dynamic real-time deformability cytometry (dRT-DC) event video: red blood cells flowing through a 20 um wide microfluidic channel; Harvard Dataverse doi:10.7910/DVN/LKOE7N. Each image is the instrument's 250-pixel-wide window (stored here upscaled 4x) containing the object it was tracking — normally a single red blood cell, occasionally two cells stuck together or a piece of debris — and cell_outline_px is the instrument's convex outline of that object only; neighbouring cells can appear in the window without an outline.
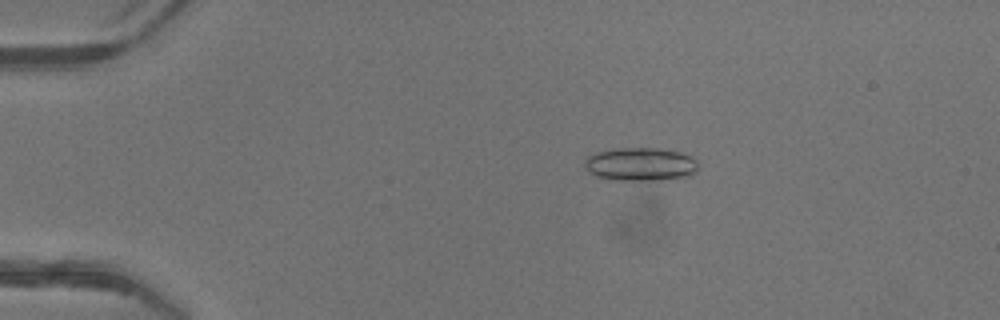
{"species": "common noctule bat (a hibernating species)", "species_latin": "Nyctalus noctula", "temperature_condition": "warm", "stored_images_in_passage": 51, "camera_frame_rate_fps": 3000, "um_per_image_px": 0.085, "animal": {"sex": "female"}, "frame": {"image": 1, "passage_image": 11, "time_ms": 3.333, "image_size_px": [1000, 320], "cell_outline_px": [[700, 164], [696, 172], [692, 176], [660, 180], [612, 180], [596, 176], [584, 164], [584, 160], [588, 156], [596, 152], [620, 148], [656, 148], [680, 152], [692, 156]], "centroid_in_image_um": [54.51, 13.96], "position_along_channel_um": 30.5, "area_um2": 22.2}}
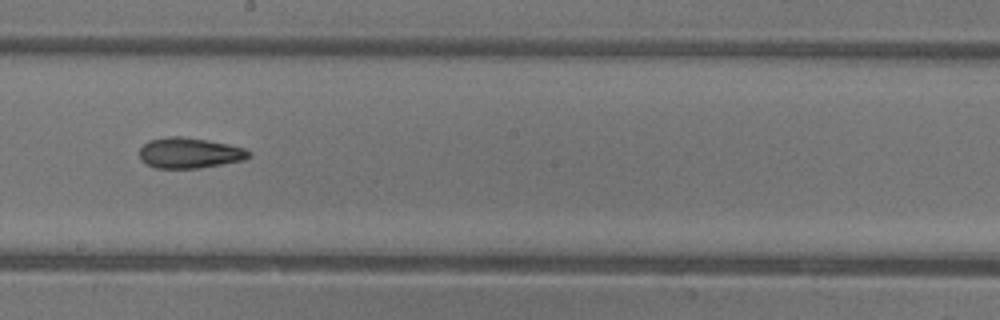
{"frame": {"image": 2, "passage_image": 30, "time_ms": 9.667, "image_size_px": [1000, 320], "cell_outline_px": [[252, 156], [244, 160], [200, 168], [156, 168], [140, 160], [140, 148], [148, 140], [172, 136], [180, 136], [208, 140], [228, 144], [244, 148], [252, 152]], "centroid_in_image_um": [16.13, 13.0], "position_along_channel_um": 232.1, "area_um2": 19.54}}
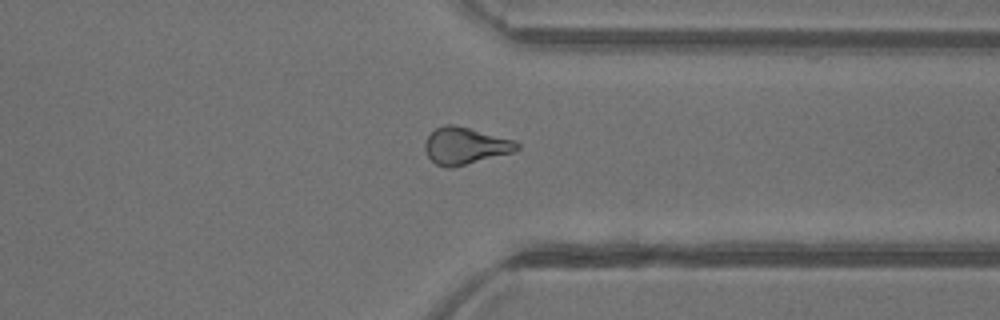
{"frame": {"image": 3, "passage_image": 40, "time_ms": 13.0, "image_size_px": [1000, 320], "cell_outline_px": [[520, 148], [512, 152], [452, 168], [448, 168], [436, 164], [428, 156], [424, 148], [424, 144], [428, 136], [436, 128], [444, 124], [452, 124], [516, 140], [520, 144]], "centroid_in_image_um": [39.54, 12.39], "position_along_channel_um": 371.9, "area_um2": 19.65}, "authors_computed_cell_mechanics": {"area_um2": 20.1144, "velocity_mm_per_s": 4.2294, "shape_relaxation_time_tau1_ms": 6.355, "shape_relaxation_time_tau2_ms": 3.3148, "deformation_change_tau1": 0.1658, "deformation_change_tau2": 0.127}}